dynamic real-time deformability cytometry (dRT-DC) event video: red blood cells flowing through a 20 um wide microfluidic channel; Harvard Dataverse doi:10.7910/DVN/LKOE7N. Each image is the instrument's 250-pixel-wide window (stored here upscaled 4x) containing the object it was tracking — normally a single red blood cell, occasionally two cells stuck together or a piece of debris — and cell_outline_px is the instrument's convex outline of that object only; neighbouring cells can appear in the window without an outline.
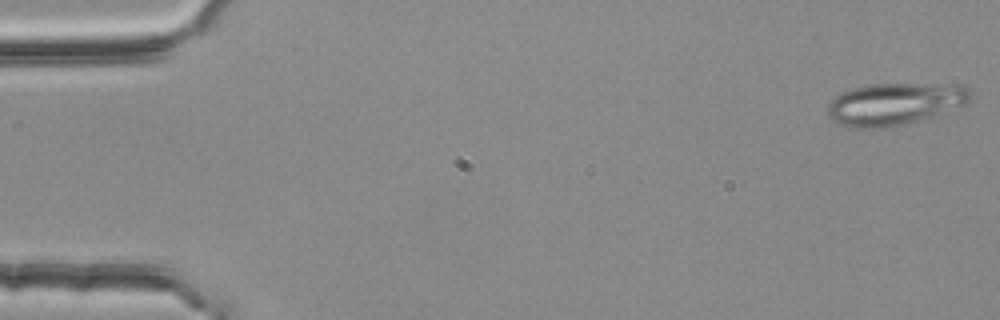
{"species": "common noctule bat (a hibernating species)", "species_latin": "Nyctalus noctula", "temperature_condition": "room temperature", "stored_images_in_passage": 53, "camera_frame_rate_fps": 3000, "um_per_image_px": 0.085, "animal": {"sex": "female", "body_mass_g": 25.1}, "frame": {"image": 1, "passage_image": 1, "time_ms": 0.0, "image_size_px": [1000, 320], "cell_outline_px": [[972, 96], [964, 104], [904, 124], [884, 128], [848, 128], [832, 120], [828, 116], [828, 104], [836, 96], [844, 92], [856, 88], [872, 84], [956, 84], [968, 88], [972, 92]], "centroid_in_image_um": [76.01, 8.83], "position_along_channel_um": 9.0, "area_um2": 34.45}}
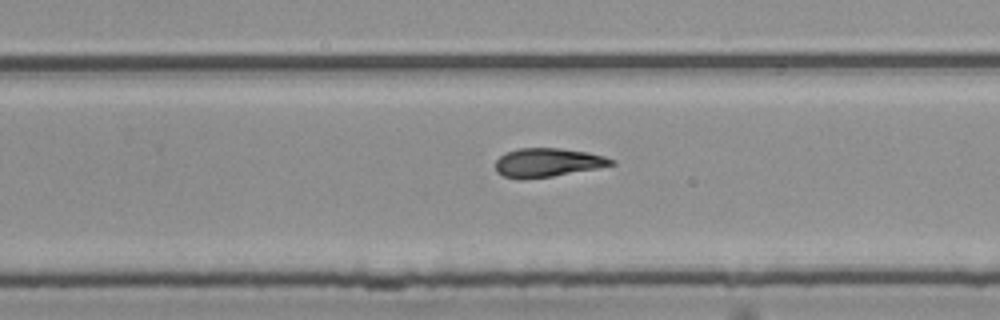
{"frame": {"image": 2, "passage_image": 34, "time_ms": 11.0, "image_size_px": [1000, 320], "cell_outline_px": [[616, 164], [596, 168], [552, 176], [520, 180], [504, 176], [496, 172], [496, 160], [504, 152], [520, 148], [560, 148], [588, 152], [604, 156], [616, 160]], "centroid_in_image_um": [46.53, 13.81], "position_along_channel_um": 283.3, "area_um2": 19.48}}
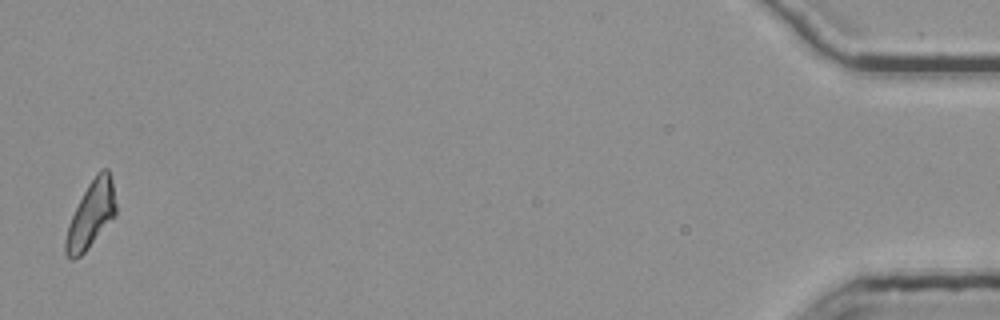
{"frame": {"image": 3, "passage_image": 53, "time_ms": 17.333, "image_size_px": [1000, 320], "cell_outline_px": [[116, 216], [88, 248], [80, 256], [72, 260], [64, 252], [64, 240], [68, 224], [88, 184], [96, 172], [100, 168], [108, 168], [112, 184], [116, 204]], "centroid_in_image_um": [7.73, 18.25], "position_along_channel_um": 427.5, "area_um2": 19.42}, "authors_computed_cell_mechanics": {"area_um2": 19.7098, "velocity_mm_per_s": 3.7949, "shape_relaxation_time_tau1_ms": null, "shape_relaxation_time_tau2_ms": 5.7244, "deformation_change_tau1": null, "deformation_change_tau2": 0.1494}}